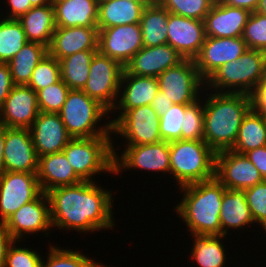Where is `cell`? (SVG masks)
Masks as SVG:
<instances>
[{
	"label": "cell",
	"instance_id": "1",
	"mask_svg": "<svg viewBox=\"0 0 266 267\" xmlns=\"http://www.w3.org/2000/svg\"><path fill=\"white\" fill-rule=\"evenodd\" d=\"M97 182L82 181L75 185L57 187L46 194L50 204L52 228L92 233L115 226L112 190Z\"/></svg>",
	"mask_w": 266,
	"mask_h": 267
},
{
	"label": "cell",
	"instance_id": "2",
	"mask_svg": "<svg viewBox=\"0 0 266 267\" xmlns=\"http://www.w3.org/2000/svg\"><path fill=\"white\" fill-rule=\"evenodd\" d=\"M205 88L204 142L215 152L231 150L241 122L252 109V97L243 93H219ZM206 92V93H205ZM206 97V100H205Z\"/></svg>",
	"mask_w": 266,
	"mask_h": 267
},
{
	"label": "cell",
	"instance_id": "3",
	"mask_svg": "<svg viewBox=\"0 0 266 267\" xmlns=\"http://www.w3.org/2000/svg\"><path fill=\"white\" fill-rule=\"evenodd\" d=\"M177 189L183 197L174 212L183 220L190 236L221 235L220 212L226 188L214 177Z\"/></svg>",
	"mask_w": 266,
	"mask_h": 267
},
{
	"label": "cell",
	"instance_id": "4",
	"mask_svg": "<svg viewBox=\"0 0 266 267\" xmlns=\"http://www.w3.org/2000/svg\"><path fill=\"white\" fill-rule=\"evenodd\" d=\"M265 77L266 52L247 48L238 60L217 68L205 81V87L219 93H243L251 96Z\"/></svg>",
	"mask_w": 266,
	"mask_h": 267
},
{
	"label": "cell",
	"instance_id": "5",
	"mask_svg": "<svg viewBox=\"0 0 266 267\" xmlns=\"http://www.w3.org/2000/svg\"><path fill=\"white\" fill-rule=\"evenodd\" d=\"M170 178L178 188L215 177L216 153L204 140L169 142Z\"/></svg>",
	"mask_w": 266,
	"mask_h": 267
},
{
	"label": "cell",
	"instance_id": "6",
	"mask_svg": "<svg viewBox=\"0 0 266 267\" xmlns=\"http://www.w3.org/2000/svg\"><path fill=\"white\" fill-rule=\"evenodd\" d=\"M58 114L72 138L113 135L112 124L107 117L109 111L97 100L90 98L83 90L70 89ZM103 117H107L104 125L101 124V121L104 120Z\"/></svg>",
	"mask_w": 266,
	"mask_h": 267
},
{
	"label": "cell",
	"instance_id": "7",
	"mask_svg": "<svg viewBox=\"0 0 266 267\" xmlns=\"http://www.w3.org/2000/svg\"><path fill=\"white\" fill-rule=\"evenodd\" d=\"M113 136L73 138L63 149L67 160L82 181L95 182L100 173H114ZM94 180H93V179Z\"/></svg>",
	"mask_w": 266,
	"mask_h": 267
},
{
	"label": "cell",
	"instance_id": "8",
	"mask_svg": "<svg viewBox=\"0 0 266 267\" xmlns=\"http://www.w3.org/2000/svg\"><path fill=\"white\" fill-rule=\"evenodd\" d=\"M111 113L117 115L110 120L112 133L114 136L117 134L116 138L118 134L122 140L125 138L124 146L155 144L162 141L159 128L160 116L150 105L133 109H112Z\"/></svg>",
	"mask_w": 266,
	"mask_h": 267
},
{
	"label": "cell",
	"instance_id": "9",
	"mask_svg": "<svg viewBox=\"0 0 266 267\" xmlns=\"http://www.w3.org/2000/svg\"><path fill=\"white\" fill-rule=\"evenodd\" d=\"M124 66L97 51L91 61L86 85L82 89L109 112L115 107Z\"/></svg>",
	"mask_w": 266,
	"mask_h": 267
},
{
	"label": "cell",
	"instance_id": "10",
	"mask_svg": "<svg viewBox=\"0 0 266 267\" xmlns=\"http://www.w3.org/2000/svg\"><path fill=\"white\" fill-rule=\"evenodd\" d=\"M157 79L159 91L166 94L173 104H192L205 89V80L200 76L193 59H184L178 65L168 68Z\"/></svg>",
	"mask_w": 266,
	"mask_h": 267
},
{
	"label": "cell",
	"instance_id": "11",
	"mask_svg": "<svg viewBox=\"0 0 266 267\" xmlns=\"http://www.w3.org/2000/svg\"><path fill=\"white\" fill-rule=\"evenodd\" d=\"M113 146L114 175H120L125 170L140 169V171H151L155 173H168L170 175V153L169 142L161 141L155 144H143L135 146H124L118 154ZM124 170V171H123Z\"/></svg>",
	"mask_w": 266,
	"mask_h": 267
},
{
	"label": "cell",
	"instance_id": "12",
	"mask_svg": "<svg viewBox=\"0 0 266 267\" xmlns=\"http://www.w3.org/2000/svg\"><path fill=\"white\" fill-rule=\"evenodd\" d=\"M42 192L36 174L3 172L0 175V223H4L20 207L35 200Z\"/></svg>",
	"mask_w": 266,
	"mask_h": 267
},
{
	"label": "cell",
	"instance_id": "13",
	"mask_svg": "<svg viewBox=\"0 0 266 267\" xmlns=\"http://www.w3.org/2000/svg\"><path fill=\"white\" fill-rule=\"evenodd\" d=\"M4 224L16 241L25 240L26 236H33V234L36 235L42 231L43 235L47 237L49 231H52L47 194L42 192L35 200L20 207Z\"/></svg>",
	"mask_w": 266,
	"mask_h": 267
},
{
	"label": "cell",
	"instance_id": "14",
	"mask_svg": "<svg viewBox=\"0 0 266 267\" xmlns=\"http://www.w3.org/2000/svg\"><path fill=\"white\" fill-rule=\"evenodd\" d=\"M215 178L226 189L244 190L264 181L258 169L244 155L233 150L216 153Z\"/></svg>",
	"mask_w": 266,
	"mask_h": 267
},
{
	"label": "cell",
	"instance_id": "15",
	"mask_svg": "<svg viewBox=\"0 0 266 267\" xmlns=\"http://www.w3.org/2000/svg\"><path fill=\"white\" fill-rule=\"evenodd\" d=\"M143 47L140 24L120 25L98 31V51L123 66Z\"/></svg>",
	"mask_w": 266,
	"mask_h": 267
},
{
	"label": "cell",
	"instance_id": "16",
	"mask_svg": "<svg viewBox=\"0 0 266 267\" xmlns=\"http://www.w3.org/2000/svg\"><path fill=\"white\" fill-rule=\"evenodd\" d=\"M247 49L241 37H208L199 54L194 58L195 67L206 81L217 68L227 62L238 60Z\"/></svg>",
	"mask_w": 266,
	"mask_h": 267
},
{
	"label": "cell",
	"instance_id": "17",
	"mask_svg": "<svg viewBox=\"0 0 266 267\" xmlns=\"http://www.w3.org/2000/svg\"><path fill=\"white\" fill-rule=\"evenodd\" d=\"M4 172L37 173L38 156L30 130L5 127Z\"/></svg>",
	"mask_w": 266,
	"mask_h": 267
},
{
	"label": "cell",
	"instance_id": "18",
	"mask_svg": "<svg viewBox=\"0 0 266 267\" xmlns=\"http://www.w3.org/2000/svg\"><path fill=\"white\" fill-rule=\"evenodd\" d=\"M39 112L37 93L28 85H14L0 108V125L29 129Z\"/></svg>",
	"mask_w": 266,
	"mask_h": 267
},
{
	"label": "cell",
	"instance_id": "19",
	"mask_svg": "<svg viewBox=\"0 0 266 267\" xmlns=\"http://www.w3.org/2000/svg\"><path fill=\"white\" fill-rule=\"evenodd\" d=\"M167 30V44L184 59L194 60L206 39L204 21L169 13Z\"/></svg>",
	"mask_w": 266,
	"mask_h": 267
},
{
	"label": "cell",
	"instance_id": "20",
	"mask_svg": "<svg viewBox=\"0 0 266 267\" xmlns=\"http://www.w3.org/2000/svg\"><path fill=\"white\" fill-rule=\"evenodd\" d=\"M29 130L38 157L62 152L73 139L58 113L39 112Z\"/></svg>",
	"mask_w": 266,
	"mask_h": 267
},
{
	"label": "cell",
	"instance_id": "21",
	"mask_svg": "<svg viewBox=\"0 0 266 267\" xmlns=\"http://www.w3.org/2000/svg\"><path fill=\"white\" fill-rule=\"evenodd\" d=\"M183 60L184 57L169 44L144 46L125 64L124 71L127 74L157 78Z\"/></svg>",
	"mask_w": 266,
	"mask_h": 267
},
{
	"label": "cell",
	"instance_id": "22",
	"mask_svg": "<svg viewBox=\"0 0 266 267\" xmlns=\"http://www.w3.org/2000/svg\"><path fill=\"white\" fill-rule=\"evenodd\" d=\"M251 12L222 4L216 0L204 18L205 33L208 37H241Z\"/></svg>",
	"mask_w": 266,
	"mask_h": 267
},
{
	"label": "cell",
	"instance_id": "23",
	"mask_svg": "<svg viewBox=\"0 0 266 267\" xmlns=\"http://www.w3.org/2000/svg\"><path fill=\"white\" fill-rule=\"evenodd\" d=\"M87 50H98L97 27H56L48 47V53L58 61Z\"/></svg>",
	"mask_w": 266,
	"mask_h": 267
},
{
	"label": "cell",
	"instance_id": "24",
	"mask_svg": "<svg viewBox=\"0 0 266 267\" xmlns=\"http://www.w3.org/2000/svg\"><path fill=\"white\" fill-rule=\"evenodd\" d=\"M36 176L44 193L57 187L82 182L63 152L39 157Z\"/></svg>",
	"mask_w": 266,
	"mask_h": 267
},
{
	"label": "cell",
	"instance_id": "25",
	"mask_svg": "<svg viewBox=\"0 0 266 267\" xmlns=\"http://www.w3.org/2000/svg\"><path fill=\"white\" fill-rule=\"evenodd\" d=\"M159 91L158 79L123 71L118 99L113 109H133L150 105Z\"/></svg>",
	"mask_w": 266,
	"mask_h": 267
},
{
	"label": "cell",
	"instance_id": "26",
	"mask_svg": "<svg viewBox=\"0 0 266 267\" xmlns=\"http://www.w3.org/2000/svg\"><path fill=\"white\" fill-rule=\"evenodd\" d=\"M99 0H67L53 4L56 27H97Z\"/></svg>",
	"mask_w": 266,
	"mask_h": 267
},
{
	"label": "cell",
	"instance_id": "27",
	"mask_svg": "<svg viewBox=\"0 0 266 267\" xmlns=\"http://www.w3.org/2000/svg\"><path fill=\"white\" fill-rule=\"evenodd\" d=\"M220 222L221 235L225 236L230 229L237 231L243 230L244 226L247 228L253 223L255 225L244 190L226 189L222 197Z\"/></svg>",
	"mask_w": 266,
	"mask_h": 267
},
{
	"label": "cell",
	"instance_id": "28",
	"mask_svg": "<svg viewBox=\"0 0 266 267\" xmlns=\"http://www.w3.org/2000/svg\"><path fill=\"white\" fill-rule=\"evenodd\" d=\"M146 5L127 0H99L98 31L128 24H140Z\"/></svg>",
	"mask_w": 266,
	"mask_h": 267
},
{
	"label": "cell",
	"instance_id": "29",
	"mask_svg": "<svg viewBox=\"0 0 266 267\" xmlns=\"http://www.w3.org/2000/svg\"><path fill=\"white\" fill-rule=\"evenodd\" d=\"M18 21L24 29L28 42H38L50 46L56 29L54 7L52 4L32 7Z\"/></svg>",
	"mask_w": 266,
	"mask_h": 267
},
{
	"label": "cell",
	"instance_id": "30",
	"mask_svg": "<svg viewBox=\"0 0 266 267\" xmlns=\"http://www.w3.org/2000/svg\"><path fill=\"white\" fill-rule=\"evenodd\" d=\"M191 237L193 242L189 256L198 265L196 267H225L228 251L222 242L226 239L225 235Z\"/></svg>",
	"mask_w": 266,
	"mask_h": 267
},
{
	"label": "cell",
	"instance_id": "31",
	"mask_svg": "<svg viewBox=\"0 0 266 267\" xmlns=\"http://www.w3.org/2000/svg\"><path fill=\"white\" fill-rule=\"evenodd\" d=\"M168 16L169 11L159 2L145 7L140 20L142 41L145 47L167 44Z\"/></svg>",
	"mask_w": 266,
	"mask_h": 267
},
{
	"label": "cell",
	"instance_id": "32",
	"mask_svg": "<svg viewBox=\"0 0 266 267\" xmlns=\"http://www.w3.org/2000/svg\"><path fill=\"white\" fill-rule=\"evenodd\" d=\"M48 53V47L38 42H27L8 62L14 85H27L37 64Z\"/></svg>",
	"mask_w": 266,
	"mask_h": 267
},
{
	"label": "cell",
	"instance_id": "33",
	"mask_svg": "<svg viewBox=\"0 0 266 267\" xmlns=\"http://www.w3.org/2000/svg\"><path fill=\"white\" fill-rule=\"evenodd\" d=\"M263 146H266V123L263 115L252 108L241 122L236 142L231 150L245 154Z\"/></svg>",
	"mask_w": 266,
	"mask_h": 267
},
{
	"label": "cell",
	"instance_id": "34",
	"mask_svg": "<svg viewBox=\"0 0 266 267\" xmlns=\"http://www.w3.org/2000/svg\"><path fill=\"white\" fill-rule=\"evenodd\" d=\"M98 50L80 51L61 60V80L70 88L82 90L86 85L90 64Z\"/></svg>",
	"mask_w": 266,
	"mask_h": 267
},
{
	"label": "cell",
	"instance_id": "35",
	"mask_svg": "<svg viewBox=\"0 0 266 267\" xmlns=\"http://www.w3.org/2000/svg\"><path fill=\"white\" fill-rule=\"evenodd\" d=\"M0 18V63H8L28 41L17 19Z\"/></svg>",
	"mask_w": 266,
	"mask_h": 267
},
{
	"label": "cell",
	"instance_id": "36",
	"mask_svg": "<svg viewBox=\"0 0 266 267\" xmlns=\"http://www.w3.org/2000/svg\"><path fill=\"white\" fill-rule=\"evenodd\" d=\"M59 245L48 247L47 259L42 260L41 267H101L103 263L96 262L87 254L73 249L61 248Z\"/></svg>",
	"mask_w": 266,
	"mask_h": 267
},
{
	"label": "cell",
	"instance_id": "37",
	"mask_svg": "<svg viewBox=\"0 0 266 267\" xmlns=\"http://www.w3.org/2000/svg\"><path fill=\"white\" fill-rule=\"evenodd\" d=\"M202 100V101H201ZM204 138V98L185 105L181 140H203Z\"/></svg>",
	"mask_w": 266,
	"mask_h": 267
},
{
	"label": "cell",
	"instance_id": "38",
	"mask_svg": "<svg viewBox=\"0 0 266 267\" xmlns=\"http://www.w3.org/2000/svg\"><path fill=\"white\" fill-rule=\"evenodd\" d=\"M60 79V63L55 57L47 53L34 68L27 85L37 93Z\"/></svg>",
	"mask_w": 266,
	"mask_h": 267
},
{
	"label": "cell",
	"instance_id": "39",
	"mask_svg": "<svg viewBox=\"0 0 266 267\" xmlns=\"http://www.w3.org/2000/svg\"><path fill=\"white\" fill-rule=\"evenodd\" d=\"M216 0H158L169 13L204 21Z\"/></svg>",
	"mask_w": 266,
	"mask_h": 267
},
{
	"label": "cell",
	"instance_id": "40",
	"mask_svg": "<svg viewBox=\"0 0 266 267\" xmlns=\"http://www.w3.org/2000/svg\"><path fill=\"white\" fill-rule=\"evenodd\" d=\"M70 88L60 79L37 92V104L40 112L58 113L66 100Z\"/></svg>",
	"mask_w": 266,
	"mask_h": 267
},
{
	"label": "cell",
	"instance_id": "41",
	"mask_svg": "<svg viewBox=\"0 0 266 267\" xmlns=\"http://www.w3.org/2000/svg\"><path fill=\"white\" fill-rule=\"evenodd\" d=\"M242 38L247 48L266 52V15L257 11L251 13Z\"/></svg>",
	"mask_w": 266,
	"mask_h": 267
},
{
	"label": "cell",
	"instance_id": "42",
	"mask_svg": "<svg viewBox=\"0 0 266 267\" xmlns=\"http://www.w3.org/2000/svg\"><path fill=\"white\" fill-rule=\"evenodd\" d=\"M185 105L173 104L160 116V134L162 141L181 140V128L184 122Z\"/></svg>",
	"mask_w": 266,
	"mask_h": 267
},
{
	"label": "cell",
	"instance_id": "43",
	"mask_svg": "<svg viewBox=\"0 0 266 267\" xmlns=\"http://www.w3.org/2000/svg\"><path fill=\"white\" fill-rule=\"evenodd\" d=\"M247 204L256 225L266 233V180L244 189Z\"/></svg>",
	"mask_w": 266,
	"mask_h": 267
},
{
	"label": "cell",
	"instance_id": "44",
	"mask_svg": "<svg viewBox=\"0 0 266 267\" xmlns=\"http://www.w3.org/2000/svg\"><path fill=\"white\" fill-rule=\"evenodd\" d=\"M19 242L21 241L14 240L9 247L4 267H41L44 258L40 252L29 247H20Z\"/></svg>",
	"mask_w": 266,
	"mask_h": 267
},
{
	"label": "cell",
	"instance_id": "45",
	"mask_svg": "<svg viewBox=\"0 0 266 267\" xmlns=\"http://www.w3.org/2000/svg\"><path fill=\"white\" fill-rule=\"evenodd\" d=\"M14 83L8 63H0V108L12 90Z\"/></svg>",
	"mask_w": 266,
	"mask_h": 267
},
{
	"label": "cell",
	"instance_id": "46",
	"mask_svg": "<svg viewBox=\"0 0 266 267\" xmlns=\"http://www.w3.org/2000/svg\"><path fill=\"white\" fill-rule=\"evenodd\" d=\"M7 1L9 12L2 15L7 19H19L21 16L26 14L33 6L29 0H5Z\"/></svg>",
	"mask_w": 266,
	"mask_h": 267
},
{
	"label": "cell",
	"instance_id": "47",
	"mask_svg": "<svg viewBox=\"0 0 266 267\" xmlns=\"http://www.w3.org/2000/svg\"><path fill=\"white\" fill-rule=\"evenodd\" d=\"M258 169L262 178L266 180V146L250 150L244 154Z\"/></svg>",
	"mask_w": 266,
	"mask_h": 267
},
{
	"label": "cell",
	"instance_id": "48",
	"mask_svg": "<svg viewBox=\"0 0 266 267\" xmlns=\"http://www.w3.org/2000/svg\"><path fill=\"white\" fill-rule=\"evenodd\" d=\"M252 108L258 113H266V80H263L251 95Z\"/></svg>",
	"mask_w": 266,
	"mask_h": 267
},
{
	"label": "cell",
	"instance_id": "49",
	"mask_svg": "<svg viewBox=\"0 0 266 267\" xmlns=\"http://www.w3.org/2000/svg\"><path fill=\"white\" fill-rule=\"evenodd\" d=\"M13 242L14 239L6 229L5 224L0 223V267L5 266L6 255Z\"/></svg>",
	"mask_w": 266,
	"mask_h": 267
},
{
	"label": "cell",
	"instance_id": "50",
	"mask_svg": "<svg viewBox=\"0 0 266 267\" xmlns=\"http://www.w3.org/2000/svg\"><path fill=\"white\" fill-rule=\"evenodd\" d=\"M173 105L171 99L166 97V94L161 91L157 92V95L152 100L150 106L157 112L159 116L167 112Z\"/></svg>",
	"mask_w": 266,
	"mask_h": 267
},
{
	"label": "cell",
	"instance_id": "51",
	"mask_svg": "<svg viewBox=\"0 0 266 267\" xmlns=\"http://www.w3.org/2000/svg\"><path fill=\"white\" fill-rule=\"evenodd\" d=\"M224 5L243 8L253 13L257 11L260 0H219Z\"/></svg>",
	"mask_w": 266,
	"mask_h": 267
},
{
	"label": "cell",
	"instance_id": "52",
	"mask_svg": "<svg viewBox=\"0 0 266 267\" xmlns=\"http://www.w3.org/2000/svg\"><path fill=\"white\" fill-rule=\"evenodd\" d=\"M4 142H5V127L0 125V175L4 172Z\"/></svg>",
	"mask_w": 266,
	"mask_h": 267
},
{
	"label": "cell",
	"instance_id": "53",
	"mask_svg": "<svg viewBox=\"0 0 266 267\" xmlns=\"http://www.w3.org/2000/svg\"><path fill=\"white\" fill-rule=\"evenodd\" d=\"M33 7L51 4V0H29Z\"/></svg>",
	"mask_w": 266,
	"mask_h": 267
},
{
	"label": "cell",
	"instance_id": "54",
	"mask_svg": "<svg viewBox=\"0 0 266 267\" xmlns=\"http://www.w3.org/2000/svg\"><path fill=\"white\" fill-rule=\"evenodd\" d=\"M257 12L266 15V0H260Z\"/></svg>",
	"mask_w": 266,
	"mask_h": 267
},
{
	"label": "cell",
	"instance_id": "55",
	"mask_svg": "<svg viewBox=\"0 0 266 267\" xmlns=\"http://www.w3.org/2000/svg\"><path fill=\"white\" fill-rule=\"evenodd\" d=\"M127 1H133V2H138V3H142L146 6L158 3V0H127Z\"/></svg>",
	"mask_w": 266,
	"mask_h": 267
},
{
	"label": "cell",
	"instance_id": "56",
	"mask_svg": "<svg viewBox=\"0 0 266 267\" xmlns=\"http://www.w3.org/2000/svg\"><path fill=\"white\" fill-rule=\"evenodd\" d=\"M63 1H67V0H51V4L53 5L54 3L63 2Z\"/></svg>",
	"mask_w": 266,
	"mask_h": 267
},
{
	"label": "cell",
	"instance_id": "57",
	"mask_svg": "<svg viewBox=\"0 0 266 267\" xmlns=\"http://www.w3.org/2000/svg\"><path fill=\"white\" fill-rule=\"evenodd\" d=\"M264 117L265 123H266V113H261Z\"/></svg>",
	"mask_w": 266,
	"mask_h": 267
},
{
	"label": "cell",
	"instance_id": "58",
	"mask_svg": "<svg viewBox=\"0 0 266 267\" xmlns=\"http://www.w3.org/2000/svg\"><path fill=\"white\" fill-rule=\"evenodd\" d=\"M101 267H110V266H108V265H104V264H103ZM111 267H112V266H111Z\"/></svg>",
	"mask_w": 266,
	"mask_h": 267
}]
</instances>
